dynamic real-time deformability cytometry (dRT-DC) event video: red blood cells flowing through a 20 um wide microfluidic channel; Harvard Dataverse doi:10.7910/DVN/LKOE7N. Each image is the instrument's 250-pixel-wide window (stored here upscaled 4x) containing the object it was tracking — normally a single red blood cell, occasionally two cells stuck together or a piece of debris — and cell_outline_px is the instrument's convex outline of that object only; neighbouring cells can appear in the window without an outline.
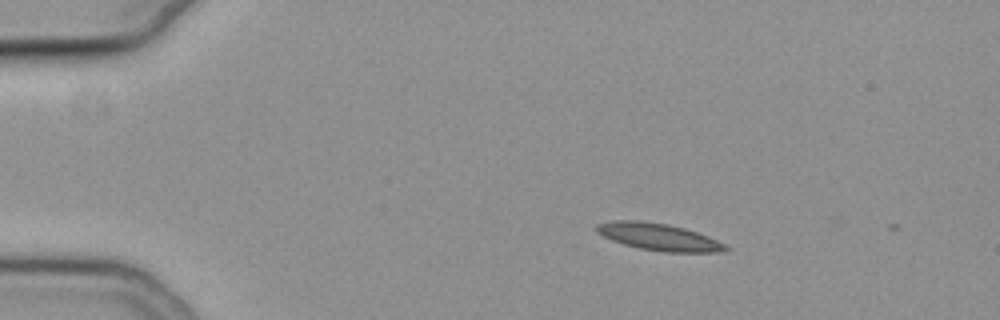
{"species": "common noctule bat (a hibernating species)", "species_latin": "Nyctalus noctula", "temperature_condition": "cold", "stored_images_in_passage": 2, "camera_frame_rate_fps": 3000, "um_per_image_px": 0.085, "animal": {"sex": "female", "body_mass_g": 19.3, "forearm_length_mm": 54.1}, "frame": {"image": 1, "passage_image": 1, "time_ms": 0.0, "image_size_px": [1000, 320], "cell_outline_px": [[732, 248], [720, 252], [664, 252], [640, 248], [624, 244], [612, 240], [596, 232], [596, 224], [612, 220], [640, 220], [668, 224], [684, 228], [708, 236]], "centroid_in_image_um": [55.98, 20.13], "position_along_channel_um": 29.0, "area_um2": 20.29}}